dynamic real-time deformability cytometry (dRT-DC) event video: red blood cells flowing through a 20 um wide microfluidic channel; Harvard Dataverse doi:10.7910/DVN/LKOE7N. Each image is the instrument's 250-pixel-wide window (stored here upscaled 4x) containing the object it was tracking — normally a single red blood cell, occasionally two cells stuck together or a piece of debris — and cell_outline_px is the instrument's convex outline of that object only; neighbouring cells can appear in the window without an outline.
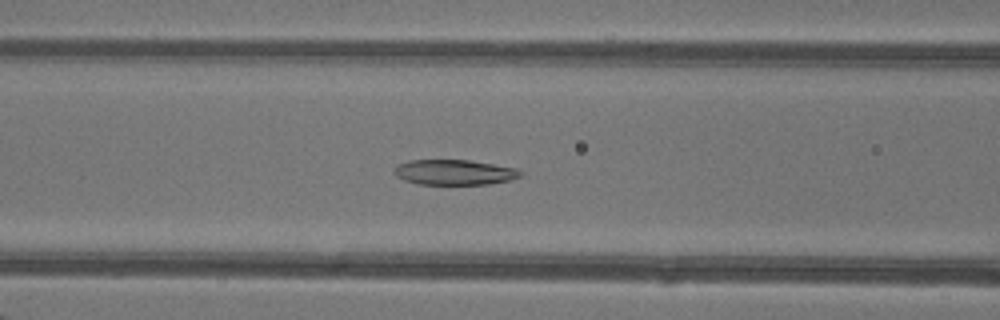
{"species": "common noctule bat (a hibernating species)", "species_latin": "Nyctalus noctula", "temperature_condition": "warm", "stored_images_in_passage": 38, "camera_frame_rate_fps": 3000, "um_per_image_px": 0.085, "animal": {"sex": "female"}, "frame": {"image": 1, "passage_image": 20, "time_ms": 6.333, "image_size_px": [1000, 320], "cell_outline_px": [[524, 172], [520, 176], [508, 180], [488, 184], [420, 184], [404, 180], [396, 176], [392, 172], [392, 168], [408, 160], [468, 160], [516, 168]], "centroid_in_image_um": [38.58, 14.64], "position_along_channel_um": 128.0, "area_um2": 18.5}}
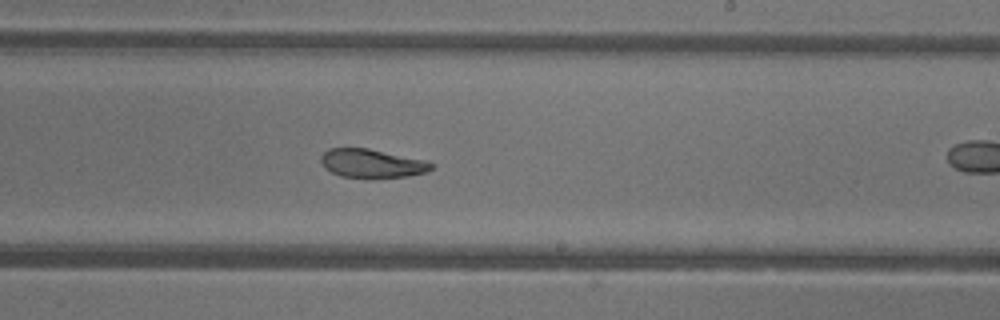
{"frame": {"image": 2, "passage_image": 29, "time_ms": 9.333, "image_size_px": [1000, 320], "cell_outline_px": [[432, 168], [428, 172], [408, 176], [372, 180], [368, 180], [340, 176], [324, 168], [320, 160], [320, 156], [328, 148], [368, 148], [428, 160], [432, 164]], "centroid_in_image_um": [31.61, 13.92], "position_along_channel_um": 257.4, "area_um2": 19.19}}
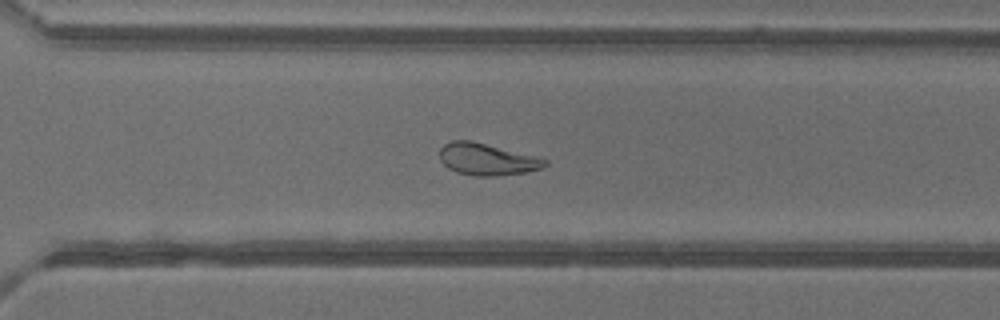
{"frame": {"image": 3, "passage_image": 34, "time_ms": 11.0, "image_size_px": [1000, 320], "cell_outline_px": [[548, 164], [540, 168], [528, 172], [496, 176], [476, 176], [456, 172], [448, 168], [440, 160], [440, 148], [444, 144], [452, 140], [472, 140], [548, 160]], "centroid_in_image_um": [41.35, 13.54], "position_along_channel_um": 329.2, "area_um2": 19.42}}